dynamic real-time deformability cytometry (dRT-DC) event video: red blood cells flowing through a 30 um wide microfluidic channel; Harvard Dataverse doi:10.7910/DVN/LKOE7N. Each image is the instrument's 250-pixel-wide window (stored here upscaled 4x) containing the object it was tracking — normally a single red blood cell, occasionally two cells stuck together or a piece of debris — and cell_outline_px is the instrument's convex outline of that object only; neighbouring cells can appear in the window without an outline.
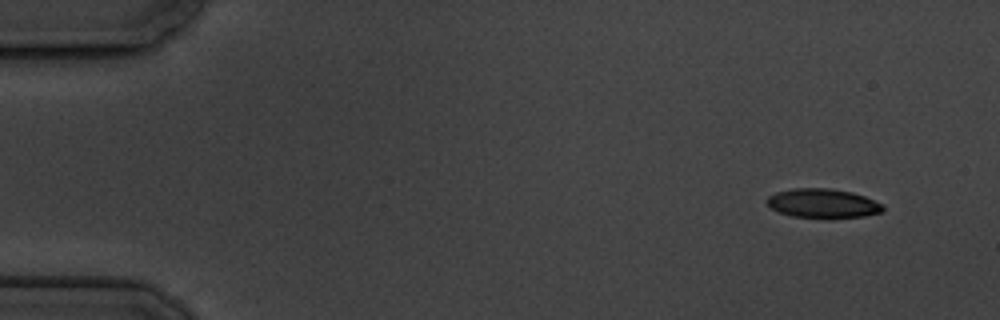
{"species": "common noctule bat (a hibernating species)", "species_latin": "Nyctalus noctula", "temperature_condition": "cold", "stored_images_in_passage": 4, "camera_frame_rate_fps": 3000, "um_per_image_px": 0.085, "animal": {"sex": "male", "body_mass_g": 19.5, "forearm_length_mm": 54.6}, "frame": {"image": 1, "passage_image": 1, "time_ms": 0.0, "image_size_px": [1000, 320], "cell_outline_px": [[884, 208], [880, 212], [864, 216], [832, 220], [828, 220], [792, 216], [780, 212], [772, 208], [764, 200], [768, 196], [776, 192], [792, 188], [832, 188], [852, 192], [864, 196], [884, 204]], "centroid_in_image_um": [69.95, 17.31], "position_along_channel_um": 15.1, "area_um2": 20.35}}